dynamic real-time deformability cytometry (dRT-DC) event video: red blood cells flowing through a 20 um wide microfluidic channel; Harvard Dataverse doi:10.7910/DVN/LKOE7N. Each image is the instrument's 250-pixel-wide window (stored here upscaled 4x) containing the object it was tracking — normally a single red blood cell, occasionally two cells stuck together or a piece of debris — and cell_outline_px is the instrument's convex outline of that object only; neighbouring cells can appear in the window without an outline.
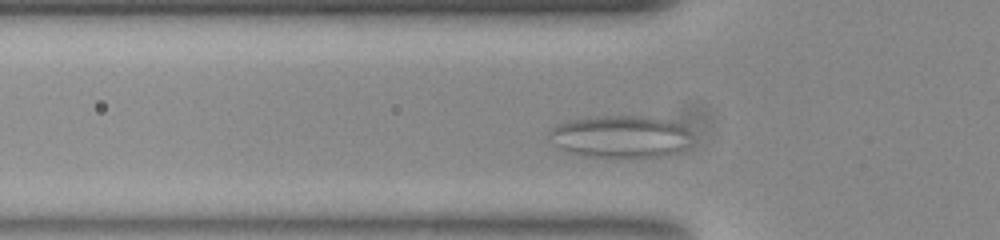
{"species": "common noctule bat (a hibernating species)", "species_latin": "Nyctalus noctula", "temperature_condition": "room temperature", "stored_images_in_passage": 44, "camera_frame_rate_fps": 3000, "um_per_image_px": 0.085, "animal": {"sex": "female", "body_mass_g": 23.0, "forearm_length_mm": 53.4}, "frame": {"image": 1, "passage_image": 3, "time_ms": 0.667, "image_size_px": [1000, 240], "cell_outline_px": [[688, 132], [676, 148], [668, 156], [628, 160], [616, 160], [580, 156], [568, 152], [560, 148], [552, 132], [560, 124], [588, 116], [640, 116], [668, 120], [680, 124]], "centroid_in_image_um": [52.67, 11.66], "position_along_channel_um": 73.1, "area_um2": 34.56}}
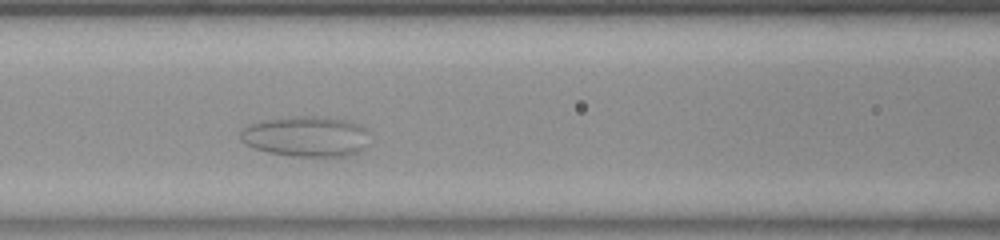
{"frame": {"image": 2, "passage_image": 9, "time_ms": 2.667, "image_size_px": [1000, 240], "cell_outline_px": [[368, 148], [360, 152], [344, 156], [292, 156], [268, 152], [256, 148], [240, 140], [240, 132], [244, 128], [252, 124], [272, 120], [344, 120], [356, 124], [364, 128]], "centroid_in_image_um": [26.04, 11.69], "position_along_channel_um": 140.6, "area_um2": 28.5}}
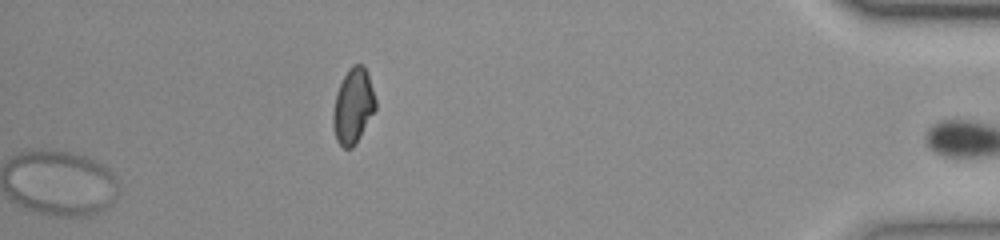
{"frame": {"image": 3, "passage_image": 44, "time_ms": 14.333, "image_size_px": [1000, 240], "cell_outline_px": [[376, 108], [360, 136], [352, 148], [344, 148], [336, 140], [332, 124], [332, 112], [336, 92], [348, 68], [352, 64], [364, 64], [368, 72], [376, 100]], "centroid_in_image_um": [30.0, 8.98], "position_along_channel_um": 405.2, "area_um2": 18.73}}